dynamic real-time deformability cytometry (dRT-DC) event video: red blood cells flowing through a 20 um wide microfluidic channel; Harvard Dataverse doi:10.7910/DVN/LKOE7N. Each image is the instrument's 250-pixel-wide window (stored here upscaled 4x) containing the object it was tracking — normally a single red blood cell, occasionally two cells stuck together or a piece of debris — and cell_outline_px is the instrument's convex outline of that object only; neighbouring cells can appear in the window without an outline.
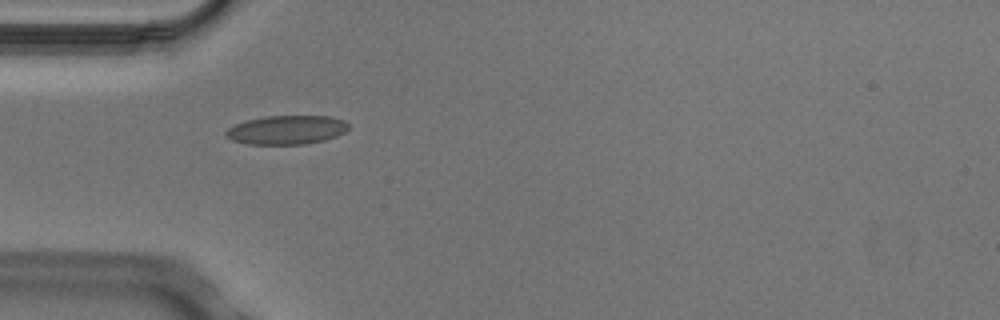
{"species": "Egyptian fruit bat (a non-hibernating species)", "species_latin": "Rousettus aegyptiacus", "temperature_condition": "cold", "stored_images_in_passage": 6, "camera_frame_rate_fps": 3000, "um_per_image_px": 0.085, "animal": {"sex": "male"}, "frame": {"image": 1, "passage_image": 5, "time_ms": 1.333, "image_size_px": [1000, 320], "cell_outline_px": [[348, 128], [344, 132], [336, 136], [324, 140], [304, 144], [248, 144], [232, 140], [224, 136], [224, 132], [228, 128], [236, 124], [248, 120], [264, 116], [332, 116], [344, 120], [348, 124]], "centroid_in_image_um": [24.35, 11.04], "position_along_channel_um": 60.6, "area_um2": 20.63}}